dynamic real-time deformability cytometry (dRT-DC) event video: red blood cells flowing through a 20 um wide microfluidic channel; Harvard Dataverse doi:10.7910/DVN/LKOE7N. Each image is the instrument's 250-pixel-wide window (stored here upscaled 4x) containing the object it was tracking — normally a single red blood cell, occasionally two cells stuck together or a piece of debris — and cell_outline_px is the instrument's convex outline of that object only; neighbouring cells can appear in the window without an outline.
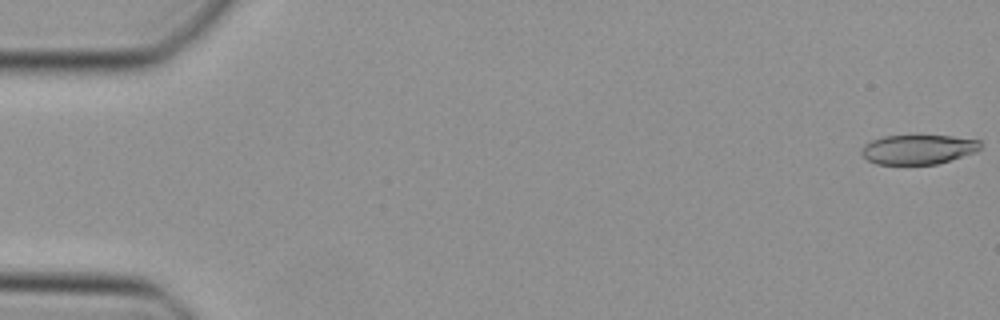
{"species": "Egyptian fruit bat (a non-hibernating species)", "species_latin": "Rousettus aegyptiacus", "temperature_condition": "cold", "stored_images_in_passage": 48, "camera_frame_rate_fps": 3000, "um_per_image_px": 0.085, "animal": {"sex": "female"}, "frame": {"image": 1, "passage_image": 1, "time_ms": 0.0, "image_size_px": [1000, 320], "cell_outline_px": [[984, 144], [976, 152], [936, 164], [876, 164], [868, 160], [860, 152], [860, 148], [864, 144], [872, 140], [884, 136], [952, 136], [980, 140]], "centroid_in_image_um": [78.05, 12.7], "position_along_channel_um": 7.0, "area_um2": 20.46}}
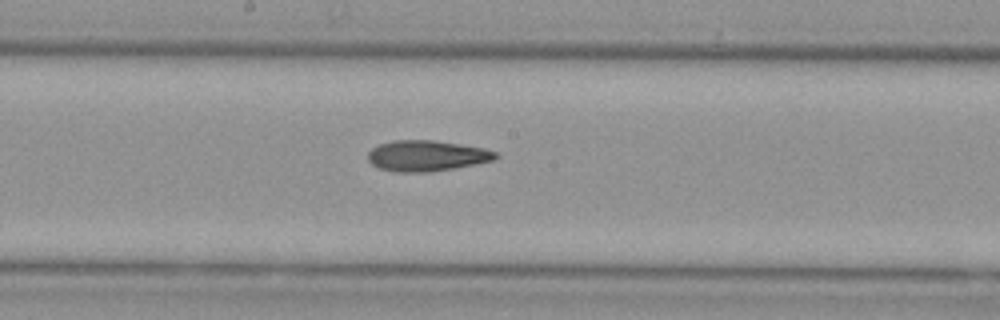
{"frame": {"image": 2, "passage_image": 26, "time_ms": 8.333, "image_size_px": [1000, 320], "cell_outline_px": [[500, 156], [496, 160], [456, 168], [428, 172], [392, 172], [376, 168], [368, 160], [368, 152], [372, 148], [380, 144], [396, 140], [432, 140], [460, 144], [484, 148], [496, 152]], "centroid_in_image_um": [36.28, 13.25], "position_along_channel_um": 211.9, "area_um2": 23.12}}
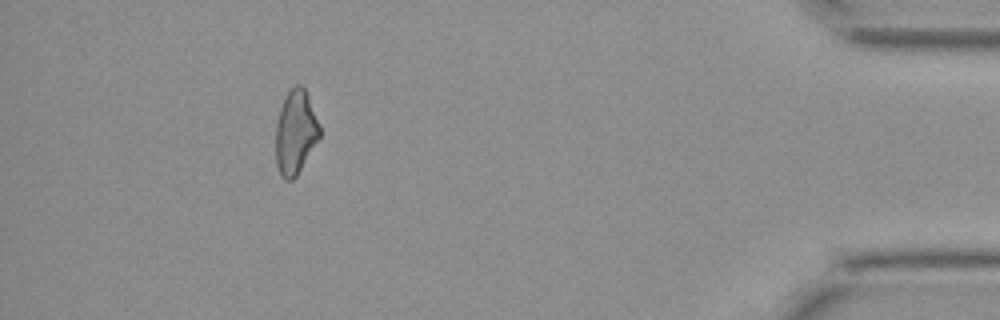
{"frame": {"image": 3, "passage_image": 44, "time_ms": 14.333, "image_size_px": [1000, 320], "cell_outline_px": [[320, 136], [296, 176], [292, 180], [284, 180], [280, 176], [276, 164], [276, 124], [280, 108], [288, 92], [296, 84], [300, 84], [304, 88], [308, 96], [320, 124]], "centroid_in_image_um": [25.11, 11.26], "position_along_channel_um": 410.1, "area_um2": 21.33}}